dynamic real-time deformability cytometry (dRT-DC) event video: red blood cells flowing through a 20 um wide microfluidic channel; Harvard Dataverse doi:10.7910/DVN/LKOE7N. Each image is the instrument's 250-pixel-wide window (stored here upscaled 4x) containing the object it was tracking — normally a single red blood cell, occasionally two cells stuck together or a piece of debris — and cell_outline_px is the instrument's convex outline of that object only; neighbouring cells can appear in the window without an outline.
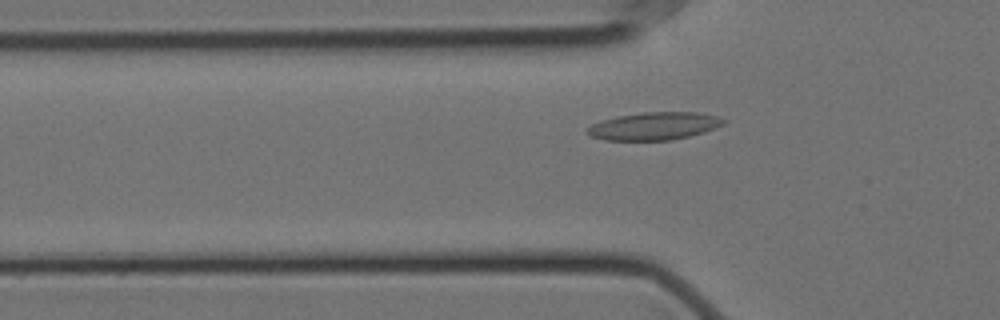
{"species": "Egyptian fruit bat (a non-hibernating species)", "species_latin": "Rousettus aegyptiacus", "temperature_condition": "cold", "stored_images_in_passage": 35, "camera_frame_rate_fps": 3000, "um_per_image_px": 0.085, "animal": {"sex": "female"}, "frame": {"image": 1, "passage_image": 2, "time_ms": 0.333, "image_size_px": [1000, 320], "cell_outline_px": [[728, 120], [724, 124], [704, 132], [672, 140], [604, 140], [592, 136], [584, 132], [592, 124], [600, 120], [616, 116], [644, 112], [696, 112], [716, 116]], "centroid_in_image_um": [55.59, 10.71], "position_along_channel_um": 70.2, "area_um2": 22.02}}
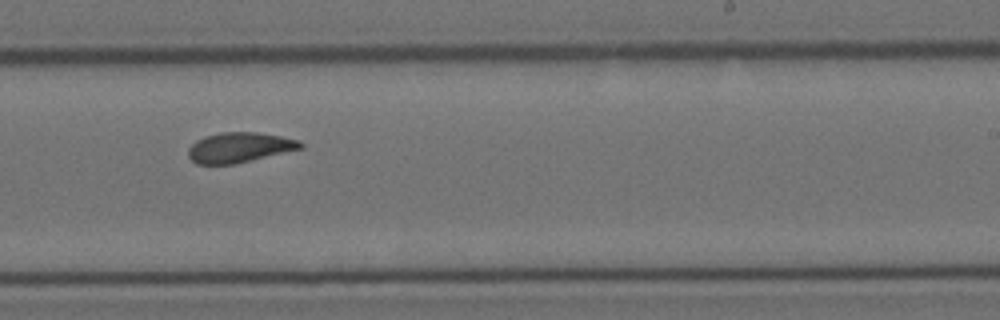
{"frame": {"image": 2, "passage_image": 19, "time_ms": 6.0, "image_size_px": [1000, 320], "cell_outline_px": [[304, 148], [236, 164], [196, 164], [188, 156], [188, 148], [196, 140], [204, 136], [220, 132], [256, 132], [280, 136], [300, 140], [304, 144]], "centroid_in_image_um": [20.36, 12.53], "position_along_channel_um": 268.6, "area_um2": 19.88}}
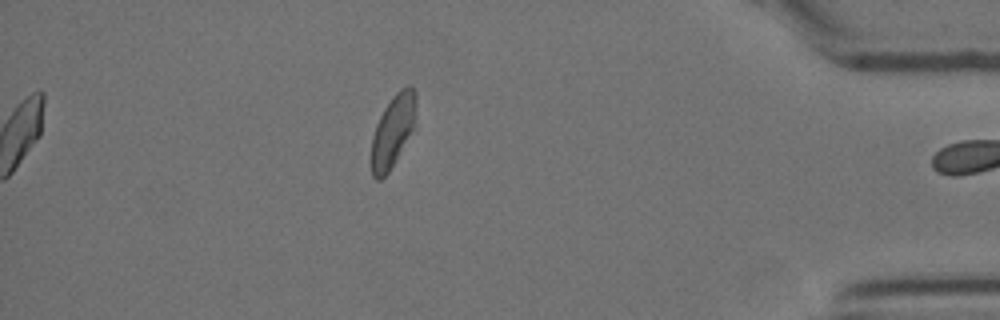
{"frame": {"image": 3, "passage_image": 34, "time_ms": 11.0, "image_size_px": [1000, 320], "cell_outline_px": [[416, 128], [396, 160], [388, 172], [380, 180], [376, 180], [372, 176], [372, 136], [376, 124], [384, 108], [392, 96], [400, 88], [412, 88], [416, 92]], "centroid_in_image_um": [33.43, 11.13], "position_along_channel_um": 401.8, "area_um2": 19.02}, "authors_computed_cell_mechanics": {"area_um2": 20.0566, "velocity_mm_per_s": 3.4982, "shape_relaxation_time_tau1_ms": 9.2235, "shape_relaxation_time_tau2_ms": 2.8265, "deformation_change_tau1": 0.1957, "deformation_change_tau2": 0.0852}}